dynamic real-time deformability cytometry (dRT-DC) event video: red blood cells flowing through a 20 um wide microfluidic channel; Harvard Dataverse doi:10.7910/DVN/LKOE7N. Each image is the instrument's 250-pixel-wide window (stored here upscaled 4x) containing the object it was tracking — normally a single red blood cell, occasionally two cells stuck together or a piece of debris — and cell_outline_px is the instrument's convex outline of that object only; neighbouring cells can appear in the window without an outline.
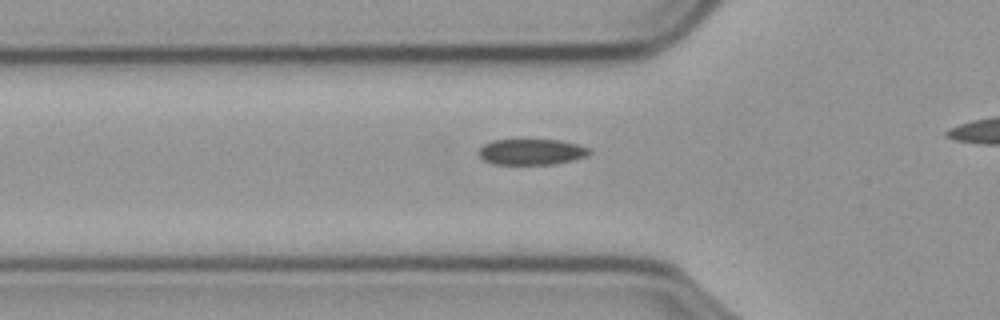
{"species": "common noctule bat (a hibernating species)", "species_latin": "Nyctalus noctula", "temperature_condition": "cold", "stored_images_in_passage": 40, "camera_frame_rate_fps": 3000, "um_per_image_px": 0.085, "animal": {"sex": "male", "body_mass_g": 23.1, "forearm_length_mm": 52.7}, "frame": {"image": 1, "passage_image": 13, "time_ms": 4.0, "image_size_px": [1000, 320], "cell_outline_px": [[592, 152], [588, 156], [572, 160], [552, 164], [492, 164], [484, 160], [480, 156], [480, 148], [484, 144], [492, 140], [560, 140], [592, 148]], "centroid_in_image_um": [45.22, 12.91], "position_along_channel_um": 80.6, "area_um2": 16.65}}
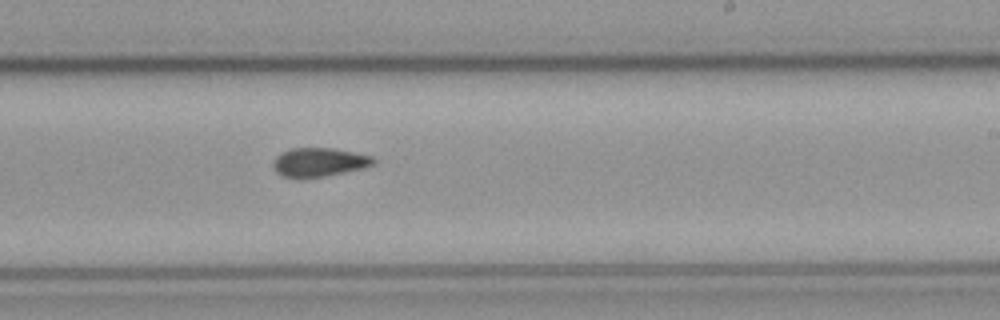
{"frame": {"image": 2, "passage_image": 28, "time_ms": 9.0, "image_size_px": [1000, 320], "cell_outline_px": [[376, 160], [372, 164], [364, 168], [324, 176], [300, 180], [284, 176], [276, 172], [272, 164], [276, 156], [280, 152], [288, 148], [332, 148], [372, 156]], "centroid_in_image_um": [27.06, 13.8], "position_along_channel_um": 261.9, "area_um2": 17.05}}
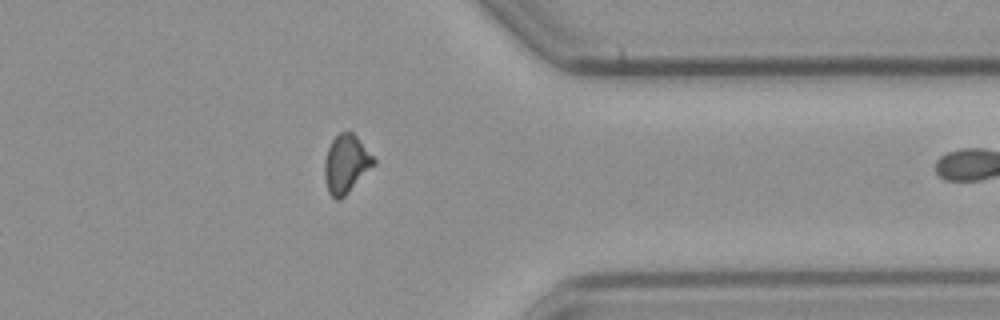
{"frame": {"image": 3, "passage_image": 39, "time_ms": 12.667, "image_size_px": [1000, 320], "cell_outline_px": [[376, 164], [340, 200], [336, 200], [328, 192], [324, 176], [324, 160], [328, 148], [332, 140], [340, 132], [352, 132], [356, 136], [376, 160]], "centroid_in_image_um": [29.41, 13.95], "position_along_channel_um": 382.0, "area_um2": 16.59}}